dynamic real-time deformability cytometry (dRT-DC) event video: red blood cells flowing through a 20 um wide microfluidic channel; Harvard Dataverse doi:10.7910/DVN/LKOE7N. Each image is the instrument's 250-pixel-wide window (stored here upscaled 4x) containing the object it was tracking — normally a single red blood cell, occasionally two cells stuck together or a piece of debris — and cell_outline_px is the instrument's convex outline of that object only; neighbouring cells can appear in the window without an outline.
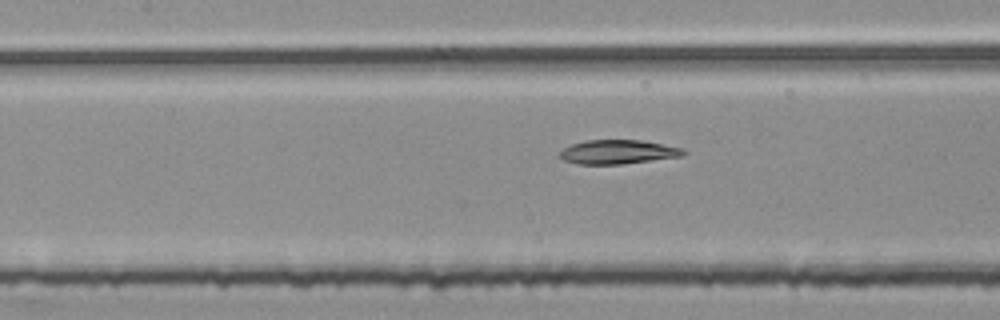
{"species": "common noctule bat (a hibernating species)", "species_latin": "Nyctalus noctula", "temperature_condition": "room temperature", "stored_images_in_passage": 54, "segment_of_instrument_passage": [2, 2], "camera_frame_rate_fps": 3000, "um_per_image_px": 0.085, "animal": {"sex": "female", "body_mass_g": 25.1}, "frame": {"image": 1, "passage_image": 24, "time_ms": 7.667, "image_size_px": [1000, 320], "cell_outline_px": [[688, 152], [684, 156], [624, 164], [576, 164], [564, 160], [560, 156], [560, 152], [564, 148], [572, 144], [584, 140], [640, 140], [684, 148]], "centroid_in_image_um": [52.57, 12.92], "position_along_channel_um": 154.8, "area_um2": 17.46}}
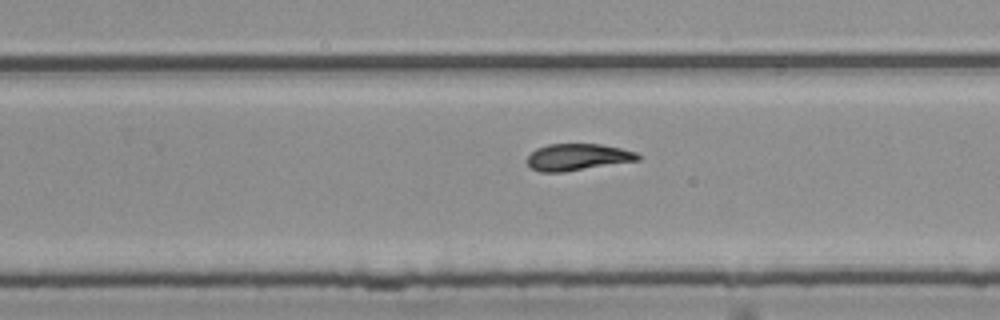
{"frame": {"image": 2, "passage_image": 34, "time_ms": 11.0, "image_size_px": [1000, 320], "cell_outline_px": [[640, 160], [564, 172], [540, 172], [532, 168], [528, 164], [528, 156], [536, 148], [548, 144], [600, 144], [620, 148], [636, 152], [640, 156]], "centroid_in_image_um": [49.1, 13.35], "position_along_channel_um": 280.7, "area_um2": 17.17}}
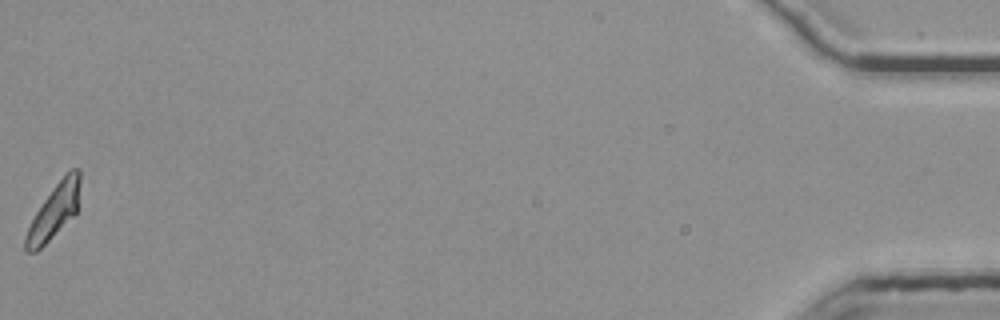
{"frame": {"image": 3, "passage_image": 54, "time_ms": 17.667, "image_size_px": [1000, 320], "cell_outline_px": [[80, 180], [76, 212], [36, 252], [24, 252], [24, 236], [36, 212], [44, 200], [56, 184], [72, 168], [80, 168]], "centroid_in_image_um": [4.57, 17.98], "position_along_channel_um": 430.6, "area_um2": 16.53}}